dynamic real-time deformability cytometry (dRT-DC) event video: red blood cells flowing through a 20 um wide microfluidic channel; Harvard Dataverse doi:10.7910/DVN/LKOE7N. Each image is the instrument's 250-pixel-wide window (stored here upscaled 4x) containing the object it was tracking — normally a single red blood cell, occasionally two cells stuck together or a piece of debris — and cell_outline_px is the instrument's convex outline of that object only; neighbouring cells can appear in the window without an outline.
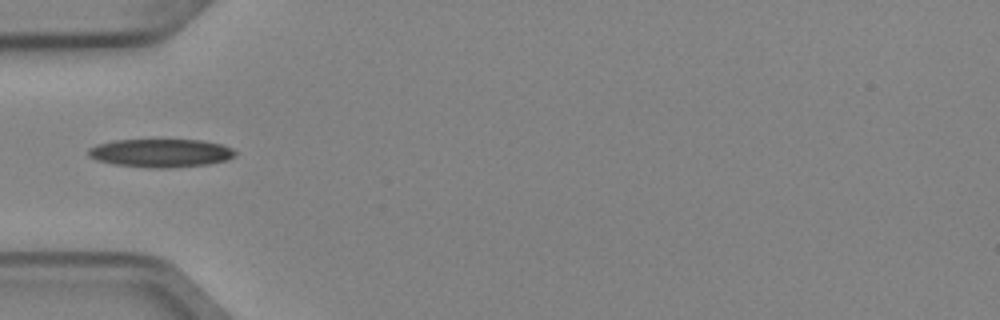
{"species": "Egyptian fruit bat (a non-hibernating species)", "species_latin": "Rousettus aegyptiacus", "temperature_condition": "cold", "stored_images_in_passage": 3, "camera_frame_rate_fps": 3000, "um_per_image_px": 0.085, "animal": {"sex": "female"}, "frame": {"image": 1, "passage_image": 3, "time_ms": 0.667, "image_size_px": [1000, 320], "cell_outline_px": [[236, 156], [228, 160], [208, 164], [168, 168], [156, 168], [116, 164], [96, 160], [88, 156], [88, 148], [96, 144], [112, 140], [200, 140], [220, 144], [232, 148], [236, 152]], "centroid_in_image_um": [13.66, 13.0], "position_along_channel_um": 71.3, "area_um2": 24.22}}